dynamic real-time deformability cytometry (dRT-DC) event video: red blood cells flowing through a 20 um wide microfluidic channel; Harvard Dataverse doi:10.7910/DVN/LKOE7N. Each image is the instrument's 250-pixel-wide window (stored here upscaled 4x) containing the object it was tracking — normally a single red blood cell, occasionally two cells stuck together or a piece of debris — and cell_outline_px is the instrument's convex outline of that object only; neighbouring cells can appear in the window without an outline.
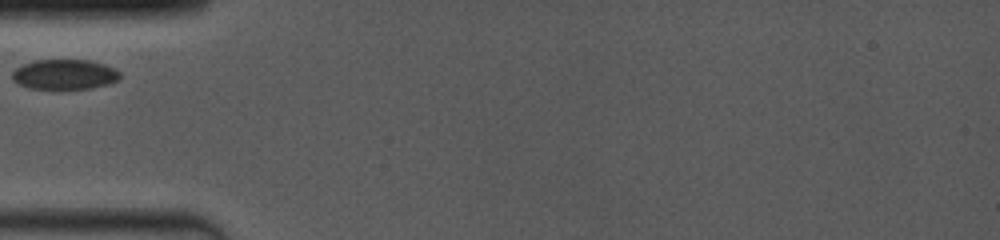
{"species": "common noctule bat (a hibernating species)", "species_latin": "Nyctalus noctula", "temperature_condition": "room temperature", "stored_images_in_passage": 19, "camera_frame_rate_fps": 4000, "um_per_image_px": 0.085, "animal": {"sex": "female", "body_mass_g": 19.0, "forearm_length_mm": 53.3}, "frame": {"image": 1, "passage_image": 1, "time_ms": 0.0, "image_size_px": [1000, 240], "cell_outline_px": [[120, 80], [108, 84], [92, 88], [60, 92], [28, 88], [12, 80], [12, 72], [16, 68], [24, 64], [36, 60], [88, 60], [104, 64], [116, 68], [120, 72]], "centroid_in_image_um": [5.5, 6.38], "position_along_channel_um": 79.5, "area_um2": 19.71}}
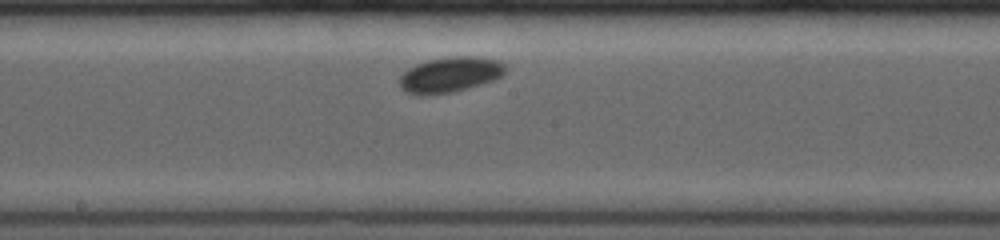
{"frame": {"image": 2, "passage_image": 9, "time_ms": 3.5, "image_size_px": [1000, 240], "cell_outline_px": [[508, 68], [500, 76], [492, 80], [480, 84], [452, 92], [420, 96], [404, 92], [400, 88], [400, 76], [408, 68], [416, 64], [428, 60], [452, 56], [472, 56], [500, 60]], "centroid_in_image_um": [38.22, 6.34], "position_along_channel_um": 210.0, "area_um2": 21.85}}
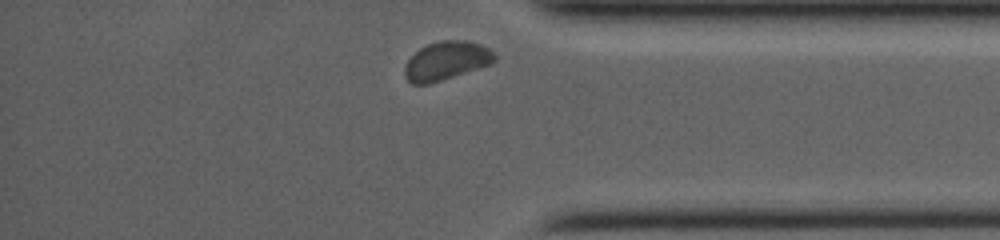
{"frame": {"image": 3, "passage_image": 19, "time_ms": 8.5, "image_size_px": [1000, 240], "cell_outline_px": [[496, 60], [492, 64], [432, 84], [412, 84], [404, 76], [404, 68], [408, 60], [420, 48], [428, 44], [440, 40], [468, 40], [480, 44], [488, 48], [496, 56]], "centroid_in_image_um": [37.95, 5.18], "position_along_channel_um": 397.2, "area_um2": 20.4}}